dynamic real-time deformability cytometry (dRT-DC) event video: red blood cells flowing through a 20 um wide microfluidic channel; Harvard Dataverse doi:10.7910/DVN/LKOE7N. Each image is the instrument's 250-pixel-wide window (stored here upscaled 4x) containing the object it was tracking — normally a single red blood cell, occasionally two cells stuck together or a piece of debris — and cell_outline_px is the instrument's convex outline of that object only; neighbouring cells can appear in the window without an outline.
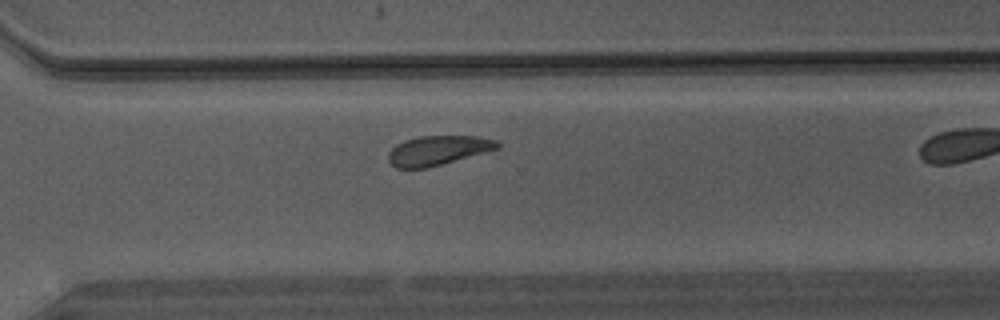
{"species": "Egyptian fruit bat (a non-hibernating species)", "species_latin": "Rousettus aegyptiacus", "temperature_condition": "warm", "stored_images_in_passage": 24, "camera_frame_rate_fps": 3000, "um_per_image_px": 0.085, "animal": {"sex": "male"}, "frame": {"image": 1, "passage_image": 21, "time_ms": 6.667, "image_size_px": [1000, 320], "cell_outline_px": [[500, 148], [428, 168], [396, 168], [388, 160], [388, 152], [396, 144], [404, 140], [420, 136], [480, 136], [496, 140], [500, 144]], "centroid_in_image_um": [37.22, 12.78], "position_along_channel_um": 333.4, "area_um2": 18.79}}